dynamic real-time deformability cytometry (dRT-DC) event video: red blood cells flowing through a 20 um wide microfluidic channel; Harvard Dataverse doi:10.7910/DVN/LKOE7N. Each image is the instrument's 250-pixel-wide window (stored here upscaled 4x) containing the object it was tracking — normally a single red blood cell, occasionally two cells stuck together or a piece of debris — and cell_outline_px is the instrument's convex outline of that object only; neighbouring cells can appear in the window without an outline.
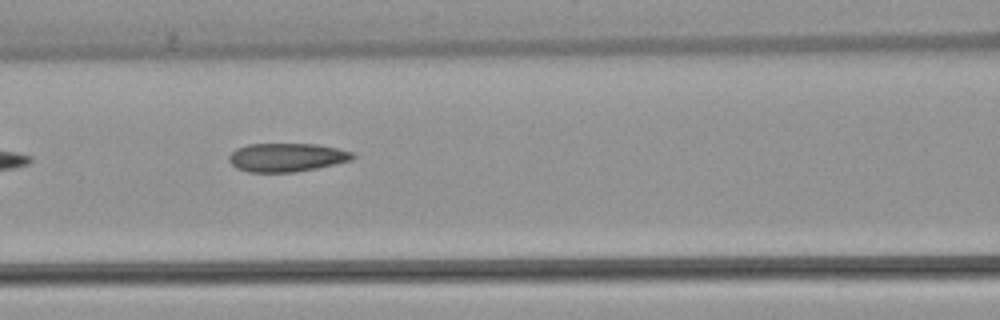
{"species": "common noctule bat (a hibernating species)", "species_latin": "Nyctalus noctula", "temperature_condition": "warm", "stored_images_in_passage": 7, "camera_frame_rate_fps": 3000, "um_per_image_px": 0.085, "animal": {"sex": "female", "body_mass_g": 22.7, "forearm_length_mm": 54.2}, "frame": {"image": 1, "passage_image": 5, "time_ms": 5.0, "image_size_px": [1000, 320], "cell_outline_px": [[356, 156], [352, 160], [316, 168], [296, 172], [248, 172], [236, 168], [228, 160], [228, 156], [236, 148], [248, 144], [316, 144], [336, 148], [352, 152]], "centroid_in_image_um": [24.34, 13.38], "position_along_channel_um": 142.3, "area_um2": 20.58}}
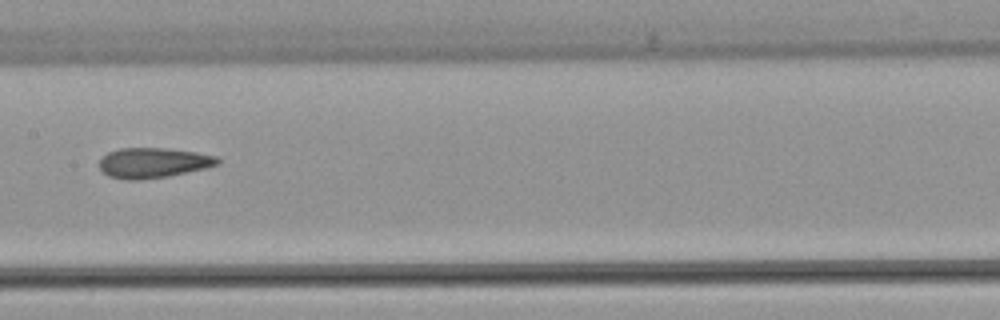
{"frame": {"image": 2, "passage_image": 6, "time_ms": 6.333, "image_size_px": [1000, 320], "cell_outline_px": [[220, 164], [208, 168], [168, 176], [140, 180], [128, 180], [108, 176], [100, 168], [100, 160], [108, 152], [120, 148], [164, 148], [196, 152], [216, 156], [220, 160]], "centroid_in_image_um": [13.06, 13.84], "position_along_channel_um": 194.3, "area_um2": 20.81}}
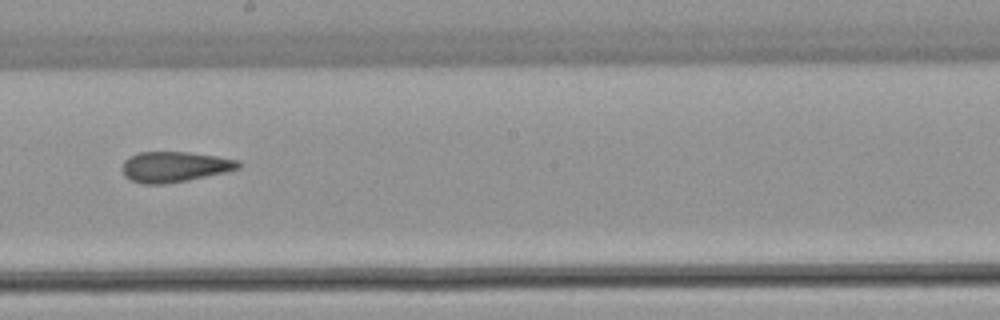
{"frame": {"image": 3, "passage_image": 7, "time_ms": 7.333, "image_size_px": [1000, 320], "cell_outline_px": [[240, 168], [224, 172], [188, 180], [164, 184], [144, 184], [132, 180], [124, 176], [124, 160], [140, 152], [188, 152], [216, 156], [240, 160]], "centroid_in_image_um": [14.86, 14.17], "position_along_channel_um": 233.3, "area_um2": 20.35}}